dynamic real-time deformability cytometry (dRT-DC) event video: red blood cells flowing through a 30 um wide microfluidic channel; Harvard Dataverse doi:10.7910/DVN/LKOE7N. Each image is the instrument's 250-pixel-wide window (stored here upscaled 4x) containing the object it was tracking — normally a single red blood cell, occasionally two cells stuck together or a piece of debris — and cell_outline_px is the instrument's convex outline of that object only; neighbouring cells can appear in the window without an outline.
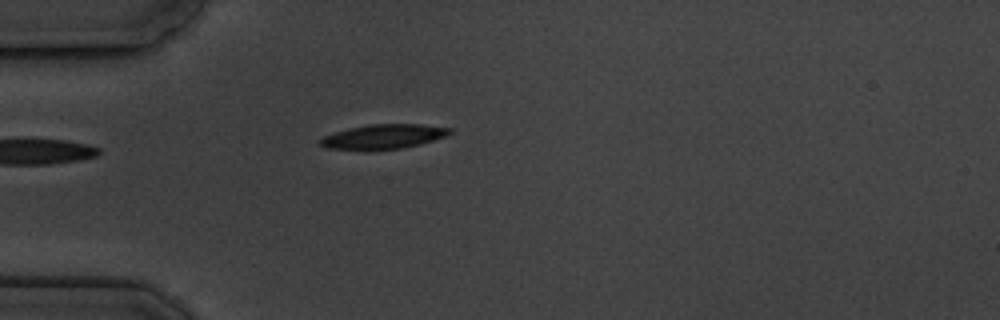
{"species": "common noctule bat (a hibernating species)", "species_latin": "Nyctalus noctula", "temperature_condition": "cold", "stored_images_in_passage": 9, "camera_frame_rate_fps": 3000, "um_per_image_px": 0.085, "animal": {"sex": "male", "body_mass_g": 19.5, "forearm_length_mm": 54.6}, "frame": {"image": 1, "passage_image": 4, "time_ms": 3.667, "image_size_px": [1000, 320], "cell_outline_px": [[452, 132], [444, 136], [420, 144], [400, 148], [376, 152], [364, 152], [328, 148], [320, 144], [316, 140], [324, 136], [348, 128], [368, 124], [420, 124], [452, 128]], "centroid_in_image_um": [32.51, 11.64], "position_along_channel_um": 52.5, "area_um2": 19.07}}
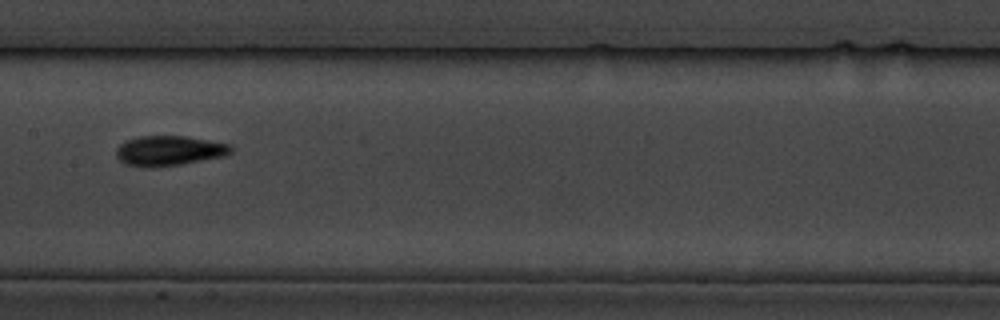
{"frame": {"image": 2, "passage_image": 8, "time_ms": 8.0, "image_size_px": [1000, 320], "cell_outline_px": [[232, 152], [224, 156], [180, 164], [148, 168], [124, 164], [116, 156], [116, 148], [124, 140], [140, 136], [184, 136], [208, 140], [228, 144], [232, 148]], "centroid_in_image_um": [14.32, 12.81], "position_along_channel_um": 193.1, "area_um2": 20.0}}
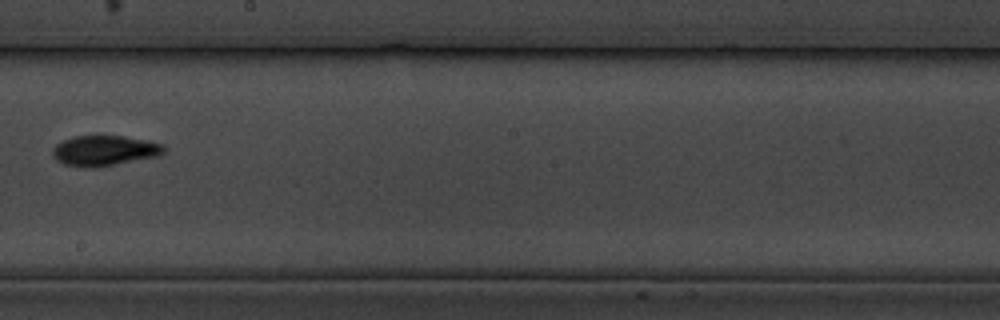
{"frame": {"image": 3, "passage_image": 9, "time_ms": 9.333, "image_size_px": [1000, 320], "cell_outline_px": [[168, 152], [160, 156], [116, 164], [92, 168], [84, 168], [64, 164], [56, 160], [52, 156], [52, 148], [56, 144], [72, 136], [124, 136], [164, 144]], "centroid_in_image_um": [8.9, 12.81], "position_along_channel_um": 239.3, "area_um2": 19.94}}